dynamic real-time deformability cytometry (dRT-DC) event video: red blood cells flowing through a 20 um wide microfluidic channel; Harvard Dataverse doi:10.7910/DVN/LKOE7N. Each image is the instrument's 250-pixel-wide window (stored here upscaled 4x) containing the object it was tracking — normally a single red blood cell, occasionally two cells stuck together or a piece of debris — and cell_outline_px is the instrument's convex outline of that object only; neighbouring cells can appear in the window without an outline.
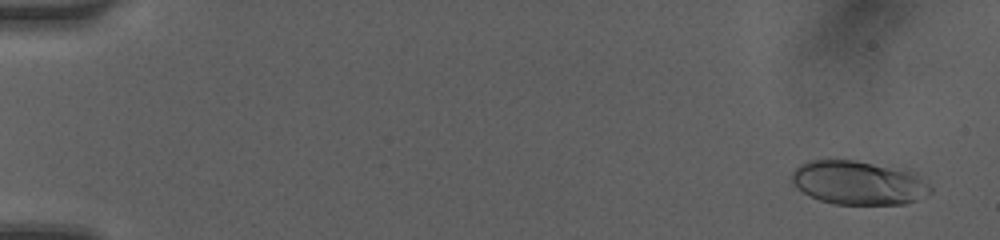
{"species": "human", "species_latin": "Homo sapiens", "temperature_condition": "room temperature", "stored_images_in_passage": 50, "camera_frame_rate_fps": 3000, "um_per_image_px": 0.085, "donor": {"sex": "female"}, "frame": {"image": 1, "passage_image": 3, "time_ms": 0.667, "image_size_px": [1000, 240], "cell_outline_px": [[932, 192], [916, 200], [904, 204], [832, 204], [820, 200], [796, 188], [792, 180], [792, 172], [800, 164], [808, 160], [856, 160], [908, 168], [916, 172], [932, 188]], "centroid_in_image_um": [73.02, 15.51], "position_along_channel_um": 12.0, "area_um2": 35.95}}
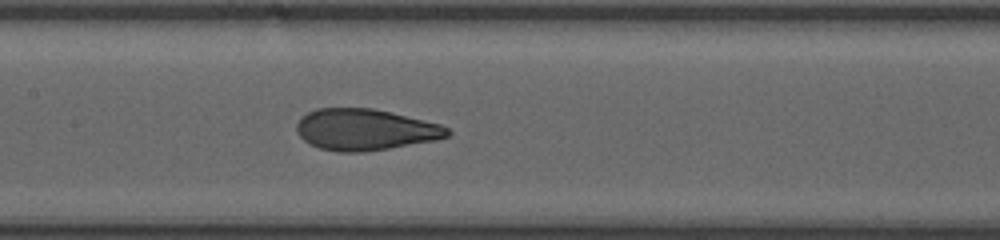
{"frame": {"image": 2, "passage_image": 26, "time_ms": 8.333, "image_size_px": [1000, 240], "cell_outline_px": [[452, 132], [448, 136], [436, 140], [364, 152], [340, 152], [320, 148], [304, 140], [296, 132], [296, 124], [300, 116], [316, 108], [372, 108], [392, 112], [440, 124], [448, 128]], "centroid_in_image_um": [31.02, 11.01], "position_along_channel_um": 176.4, "area_um2": 36.36}}
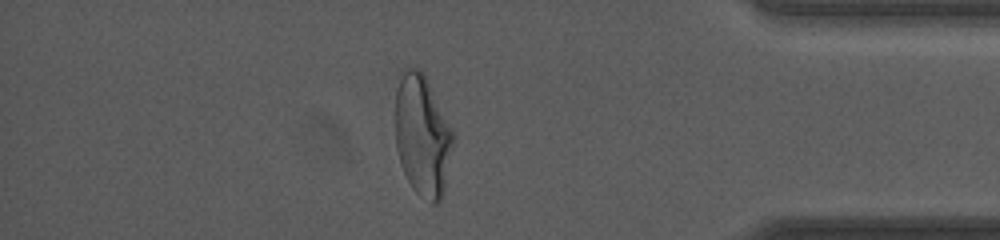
{"frame": {"image": 3, "passage_image": 44, "time_ms": 14.333, "image_size_px": [1000, 240], "cell_outline_px": [[456, 140], [440, 204], [432, 204], [420, 196], [412, 188], [400, 164], [396, 148], [396, 76], [400, 68], [420, 68], [424, 72], [456, 136]], "centroid_in_image_um": [35.91, 11.48], "position_along_channel_um": 399.3, "area_um2": 41.91}, "authors_computed_cell_mechanics": {"area_um2": 36.5585, "velocity_mm_per_s": 4.1777, "shape_relaxation_time_tau1_ms": 4.0609, "shape_relaxation_time_tau2_ms": 0.8807, "deformation_change_tau1": 0.1917, "deformation_change_tau2": 0.0818}}